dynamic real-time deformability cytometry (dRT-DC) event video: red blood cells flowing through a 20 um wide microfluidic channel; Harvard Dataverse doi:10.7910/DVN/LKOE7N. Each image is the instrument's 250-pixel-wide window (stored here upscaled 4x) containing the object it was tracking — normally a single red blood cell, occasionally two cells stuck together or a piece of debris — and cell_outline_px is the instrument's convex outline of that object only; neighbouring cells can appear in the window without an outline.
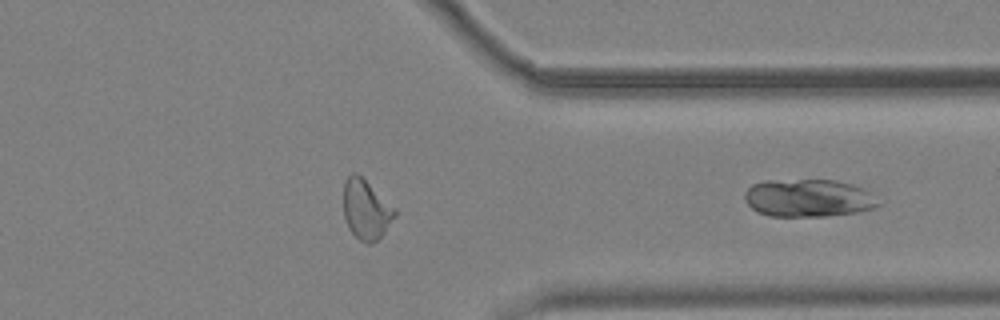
{"species": "common noctule bat (a hibernating species)", "species_latin": "Nyctalus noctula", "temperature_condition": "cold", "stored_images_in_passage": 31, "segment_of_instrument_passage": [2, 2], "camera_frame_rate_fps": 3000, "um_per_image_px": 0.085, "animal": {"sex": "male", "body_mass_g": 19.2, "forearm_length_mm": 51.8}, "frame": {"image": 1, "passage_image": 31, "time_ms": 10.0, "image_size_px": [1000, 320], "cell_outline_px": [[884, 204], [860, 212], [828, 216], [768, 216], [756, 212], [744, 200], [744, 192], [752, 184], [764, 180], [836, 180], [852, 184], [864, 188]], "centroid_in_image_um": [68.72, 16.84], "position_along_channel_um": 342.7, "area_um2": 29.82}}